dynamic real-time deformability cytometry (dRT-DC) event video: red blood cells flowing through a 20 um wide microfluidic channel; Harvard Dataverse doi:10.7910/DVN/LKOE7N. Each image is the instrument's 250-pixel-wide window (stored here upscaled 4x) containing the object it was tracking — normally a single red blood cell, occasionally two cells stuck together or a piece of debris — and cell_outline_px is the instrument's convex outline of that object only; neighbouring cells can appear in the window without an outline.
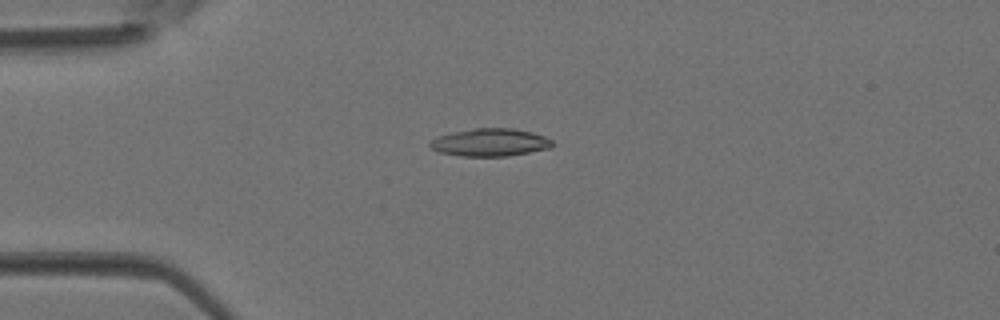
{"species": "Egyptian fruit bat (a non-hibernating species)", "species_latin": "Rousettus aegyptiacus", "temperature_condition": "room temperature", "stored_images_in_passage": 3, "camera_frame_rate_fps": 3000, "um_per_image_px": 0.085, "animal": {"sex": "female"}, "frame": {"image": 1, "passage_image": 3, "time_ms": 0.667, "image_size_px": [1000, 320], "cell_outline_px": [[552, 144], [548, 148], [508, 156], [460, 156], [440, 152], [432, 148], [428, 144], [432, 140], [440, 136], [456, 132], [476, 128], [512, 128], [532, 132], [544, 136], [552, 140]], "centroid_in_image_um": [41.67, 12.11], "position_along_channel_um": 43.3, "area_um2": 19.36}}